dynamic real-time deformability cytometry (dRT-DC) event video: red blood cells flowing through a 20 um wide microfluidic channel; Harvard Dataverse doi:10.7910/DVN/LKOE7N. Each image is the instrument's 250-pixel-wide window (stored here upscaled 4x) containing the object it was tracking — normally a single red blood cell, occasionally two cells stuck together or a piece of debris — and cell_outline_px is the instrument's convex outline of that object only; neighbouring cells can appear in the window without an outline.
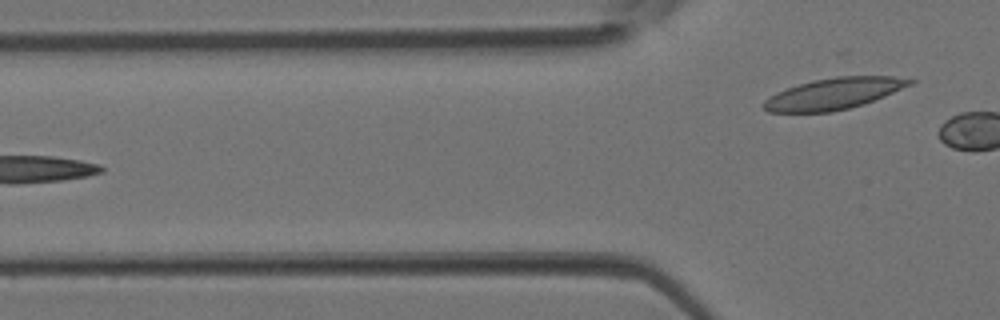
{"species": "Egyptian fruit bat (a non-hibernating species)", "species_latin": "Rousettus aegyptiacus", "temperature_condition": "room temperature", "stored_images_in_passage": 2, "camera_frame_rate_fps": 3000, "um_per_image_px": 0.085, "animal": {"sex": "female"}, "frame": {"image": 1, "passage_image": 2, "time_ms": 0.333, "image_size_px": [1000, 320], "cell_outline_px": [[916, 80], [912, 84], [884, 96], [864, 104], [832, 112], [768, 112], [760, 104], [768, 96], [776, 92], [812, 80], [836, 76], [892, 76]], "centroid_in_image_um": [70.84, 7.96], "position_along_channel_um": 55.0, "area_um2": 26.65}}